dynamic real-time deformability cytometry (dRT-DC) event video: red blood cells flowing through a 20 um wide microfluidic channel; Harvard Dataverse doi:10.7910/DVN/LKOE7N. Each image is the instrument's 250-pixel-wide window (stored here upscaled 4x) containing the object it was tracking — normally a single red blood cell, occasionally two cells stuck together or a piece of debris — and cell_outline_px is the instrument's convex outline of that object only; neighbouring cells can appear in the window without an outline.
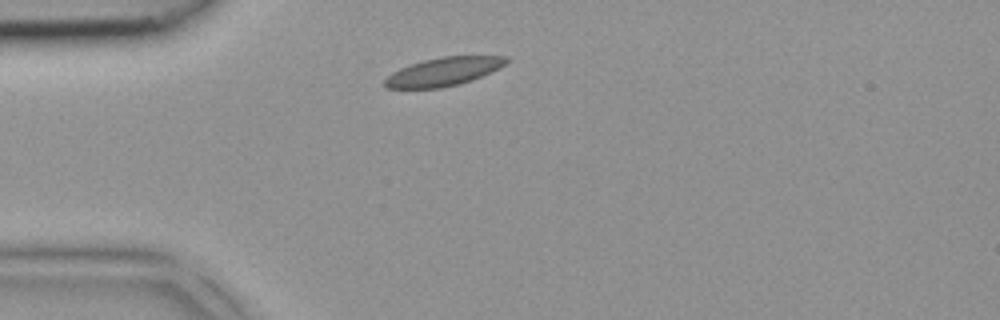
{"species": "common noctule bat (a hibernating species)", "species_latin": "Nyctalus noctula", "temperature_condition": "room temperature", "stored_images_in_passage": 1, "camera_frame_rate_fps": 3000, "um_per_image_px": 0.085, "animal": {"sex": "female", "body_mass_g": 18.4}, "frame": {"image": 1, "passage_image": 1, "time_ms": 0.0, "image_size_px": [1000, 320], "cell_outline_px": [[508, 60], [500, 68], [492, 72], [472, 80], [440, 88], [388, 88], [384, 84], [384, 80], [392, 72], [400, 68], [424, 60], [440, 56], [508, 56]], "centroid_in_image_um": [37.71, 6.08], "position_along_channel_um": 47.3, "area_um2": 19.94}}